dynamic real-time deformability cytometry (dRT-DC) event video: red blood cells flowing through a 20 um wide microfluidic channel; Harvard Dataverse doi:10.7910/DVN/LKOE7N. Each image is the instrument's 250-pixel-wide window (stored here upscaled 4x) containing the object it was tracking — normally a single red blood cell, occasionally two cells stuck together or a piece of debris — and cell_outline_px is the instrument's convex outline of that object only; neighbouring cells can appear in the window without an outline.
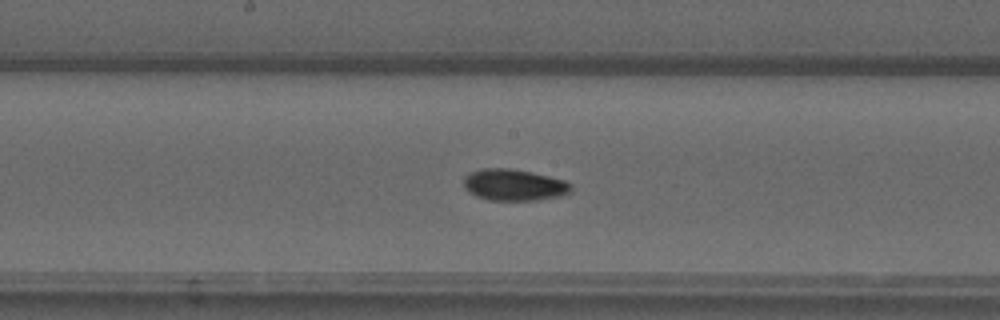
{"species": "common noctule bat (a hibernating species)", "species_latin": "Nyctalus noctula", "temperature_condition": "warm", "stored_images_in_passage": 54, "camera_frame_rate_fps": 3000, "um_per_image_px": 0.085, "animal": {"sex": "male", "forearm_length_mm": 52.5}, "frame": {"image": 1, "passage_image": 28, "time_ms": 9.0, "image_size_px": [1000, 320], "cell_outline_px": [[572, 188], [568, 192], [560, 196], [536, 200], [488, 200], [476, 196], [468, 192], [464, 188], [464, 176], [480, 168], [508, 168], [532, 172], [564, 180], [572, 184]], "centroid_in_image_um": [43.66, 15.71], "position_along_channel_um": 204.5, "area_um2": 19.71}}
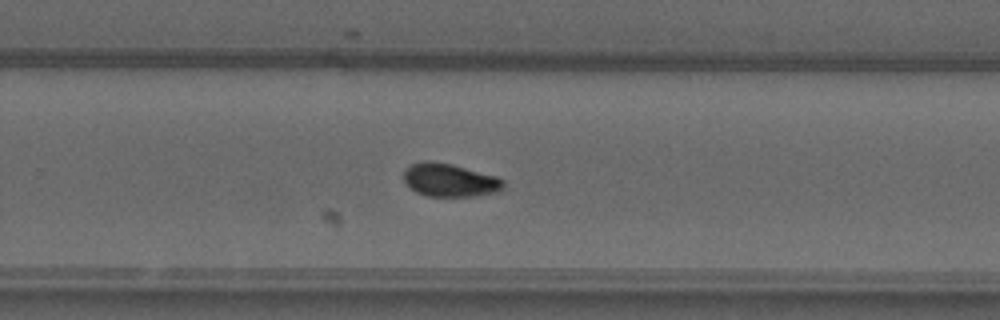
{"frame": {"image": 2, "passage_image": 35, "time_ms": 11.333, "image_size_px": [1000, 320], "cell_outline_px": [[504, 188], [500, 192], [472, 196], [428, 196], [416, 192], [404, 180], [404, 168], [412, 164], [452, 164], [496, 176], [504, 180]], "centroid_in_image_um": [38.31, 15.36], "position_along_channel_um": 291.5, "area_um2": 18.67}}
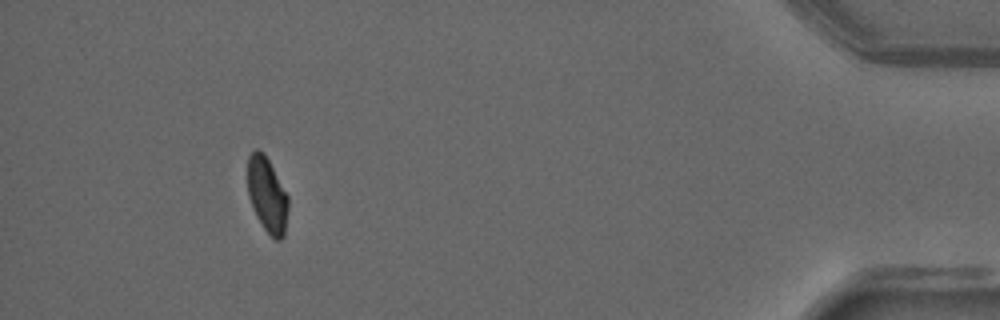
{"frame": {"image": 3, "passage_image": 50, "time_ms": 16.333, "image_size_px": [1000, 320], "cell_outline_px": [[288, 208], [284, 236], [280, 240], [276, 240], [264, 228], [256, 216], [248, 196], [248, 156], [256, 148], [264, 152], [288, 196]], "centroid_in_image_um": [22.7, 16.55], "position_along_channel_um": 412.5, "area_um2": 17.63}, "authors_computed_cell_mechanics": {"area_um2": 18.5249, "velocity_mm_per_s": 3.7514, "shape_relaxation_time_tau1_ms": null, "shape_relaxation_time_tau2_ms": 2.8403, "deformation_change_tau1": null, "deformation_change_tau2": 0.0548}}